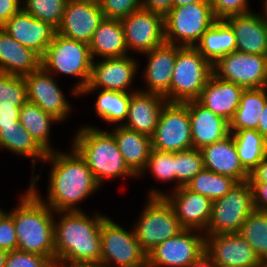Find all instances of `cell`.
<instances>
[{
	"mask_svg": "<svg viewBox=\"0 0 267 267\" xmlns=\"http://www.w3.org/2000/svg\"><path fill=\"white\" fill-rule=\"evenodd\" d=\"M71 153L49 152L43 162H51L47 201L54 212L81 211L77 206L101 186L86 161L72 147Z\"/></svg>",
	"mask_w": 267,
	"mask_h": 267,
	"instance_id": "obj_1",
	"label": "cell"
},
{
	"mask_svg": "<svg viewBox=\"0 0 267 267\" xmlns=\"http://www.w3.org/2000/svg\"><path fill=\"white\" fill-rule=\"evenodd\" d=\"M54 220L56 263L100 264L101 225L107 218L100 213L90 218L83 211L57 212Z\"/></svg>",
	"mask_w": 267,
	"mask_h": 267,
	"instance_id": "obj_2",
	"label": "cell"
},
{
	"mask_svg": "<svg viewBox=\"0 0 267 267\" xmlns=\"http://www.w3.org/2000/svg\"><path fill=\"white\" fill-rule=\"evenodd\" d=\"M31 179L19 204L8 212L15 225L17 249L49 257L56 263L53 216L56 212L41 200L35 188L40 175Z\"/></svg>",
	"mask_w": 267,
	"mask_h": 267,
	"instance_id": "obj_3",
	"label": "cell"
},
{
	"mask_svg": "<svg viewBox=\"0 0 267 267\" xmlns=\"http://www.w3.org/2000/svg\"><path fill=\"white\" fill-rule=\"evenodd\" d=\"M72 147L86 161L96 181L137 175L126 164L113 134L93 126L76 131Z\"/></svg>",
	"mask_w": 267,
	"mask_h": 267,
	"instance_id": "obj_4",
	"label": "cell"
},
{
	"mask_svg": "<svg viewBox=\"0 0 267 267\" xmlns=\"http://www.w3.org/2000/svg\"><path fill=\"white\" fill-rule=\"evenodd\" d=\"M93 57L89 44L65 38L55 33L41 60V66L51 75L67 74L80 77L72 94H79L88 85L91 76Z\"/></svg>",
	"mask_w": 267,
	"mask_h": 267,
	"instance_id": "obj_5",
	"label": "cell"
},
{
	"mask_svg": "<svg viewBox=\"0 0 267 267\" xmlns=\"http://www.w3.org/2000/svg\"><path fill=\"white\" fill-rule=\"evenodd\" d=\"M216 20L209 2L173 6L164 16L165 42L181 47H195Z\"/></svg>",
	"mask_w": 267,
	"mask_h": 267,
	"instance_id": "obj_6",
	"label": "cell"
},
{
	"mask_svg": "<svg viewBox=\"0 0 267 267\" xmlns=\"http://www.w3.org/2000/svg\"><path fill=\"white\" fill-rule=\"evenodd\" d=\"M212 74L213 65L195 47H182L171 80V103L198 100Z\"/></svg>",
	"mask_w": 267,
	"mask_h": 267,
	"instance_id": "obj_7",
	"label": "cell"
},
{
	"mask_svg": "<svg viewBox=\"0 0 267 267\" xmlns=\"http://www.w3.org/2000/svg\"><path fill=\"white\" fill-rule=\"evenodd\" d=\"M133 229L141 248L148 253L184 228L165 197H149Z\"/></svg>",
	"mask_w": 267,
	"mask_h": 267,
	"instance_id": "obj_8",
	"label": "cell"
},
{
	"mask_svg": "<svg viewBox=\"0 0 267 267\" xmlns=\"http://www.w3.org/2000/svg\"><path fill=\"white\" fill-rule=\"evenodd\" d=\"M254 210L250 182H238L222 198L212 201L211 217L204 234L238 233Z\"/></svg>",
	"mask_w": 267,
	"mask_h": 267,
	"instance_id": "obj_9",
	"label": "cell"
},
{
	"mask_svg": "<svg viewBox=\"0 0 267 267\" xmlns=\"http://www.w3.org/2000/svg\"><path fill=\"white\" fill-rule=\"evenodd\" d=\"M100 265L110 267H147V253L141 248L134 230H125L108 217L101 225Z\"/></svg>",
	"mask_w": 267,
	"mask_h": 267,
	"instance_id": "obj_10",
	"label": "cell"
},
{
	"mask_svg": "<svg viewBox=\"0 0 267 267\" xmlns=\"http://www.w3.org/2000/svg\"><path fill=\"white\" fill-rule=\"evenodd\" d=\"M152 149L179 152L193 148L188 102H167L151 137Z\"/></svg>",
	"mask_w": 267,
	"mask_h": 267,
	"instance_id": "obj_11",
	"label": "cell"
},
{
	"mask_svg": "<svg viewBox=\"0 0 267 267\" xmlns=\"http://www.w3.org/2000/svg\"><path fill=\"white\" fill-rule=\"evenodd\" d=\"M203 253L204 233L195 229H183L147 253V267H189Z\"/></svg>",
	"mask_w": 267,
	"mask_h": 267,
	"instance_id": "obj_12",
	"label": "cell"
},
{
	"mask_svg": "<svg viewBox=\"0 0 267 267\" xmlns=\"http://www.w3.org/2000/svg\"><path fill=\"white\" fill-rule=\"evenodd\" d=\"M213 74L245 89L267 87V56L234 51L213 65Z\"/></svg>",
	"mask_w": 267,
	"mask_h": 267,
	"instance_id": "obj_13",
	"label": "cell"
},
{
	"mask_svg": "<svg viewBox=\"0 0 267 267\" xmlns=\"http://www.w3.org/2000/svg\"><path fill=\"white\" fill-rule=\"evenodd\" d=\"M127 49L146 53L165 43L164 16L140 8L121 19Z\"/></svg>",
	"mask_w": 267,
	"mask_h": 267,
	"instance_id": "obj_14",
	"label": "cell"
},
{
	"mask_svg": "<svg viewBox=\"0 0 267 267\" xmlns=\"http://www.w3.org/2000/svg\"><path fill=\"white\" fill-rule=\"evenodd\" d=\"M131 57L107 58L96 64L93 61L88 85L79 95L89 94V92L92 93V91L98 89L125 93L128 91L129 93L135 92V90L128 89L132 85L138 70V62Z\"/></svg>",
	"mask_w": 267,
	"mask_h": 267,
	"instance_id": "obj_15",
	"label": "cell"
},
{
	"mask_svg": "<svg viewBox=\"0 0 267 267\" xmlns=\"http://www.w3.org/2000/svg\"><path fill=\"white\" fill-rule=\"evenodd\" d=\"M149 197H165L175 211L184 229L206 231L211 217L212 201L205 196L181 186L172 195L160 190H150Z\"/></svg>",
	"mask_w": 267,
	"mask_h": 267,
	"instance_id": "obj_16",
	"label": "cell"
},
{
	"mask_svg": "<svg viewBox=\"0 0 267 267\" xmlns=\"http://www.w3.org/2000/svg\"><path fill=\"white\" fill-rule=\"evenodd\" d=\"M54 78V75L42 66L23 76L28 102L38 105L43 111L62 122L70 114L71 106Z\"/></svg>",
	"mask_w": 267,
	"mask_h": 267,
	"instance_id": "obj_17",
	"label": "cell"
},
{
	"mask_svg": "<svg viewBox=\"0 0 267 267\" xmlns=\"http://www.w3.org/2000/svg\"><path fill=\"white\" fill-rule=\"evenodd\" d=\"M205 253L215 265L264 266L252 246L239 233L205 235Z\"/></svg>",
	"mask_w": 267,
	"mask_h": 267,
	"instance_id": "obj_18",
	"label": "cell"
},
{
	"mask_svg": "<svg viewBox=\"0 0 267 267\" xmlns=\"http://www.w3.org/2000/svg\"><path fill=\"white\" fill-rule=\"evenodd\" d=\"M1 28L41 58L56 33V29L49 23L36 19L23 9L14 14Z\"/></svg>",
	"mask_w": 267,
	"mask_h": 267,
	"instance_id": "obj_19",
	"label": "cell"
},
{
	"mask_svg": "<svg viewBox=\"0 0 267 267\" xmlns=\"http://www.w3.org/2000/svg\"><path fill=\"white\" fill-rule=\"evenodd\" d=\"M104 18L100 4L67 1L56 33L65 38L89 44L93 33Z\"/></svg>",
	"mask_w": 267,
	"mask_h": 267,
	"instance_id": "obj_20",
	"label": "cell"
},
{
	"mask_svg": "<svg viewBox=\"0 0 267 267\" xmlns=\"http://www.w3.org/2000/svg\"><path fill=\"white\" fill-rule=\"evenodd\" d=\"M181 46L164 43L144 54L149 57L143 77L148 89L145 92L164 96L171 102V80L177 52Z\"/></svg>",
	"mask_w": 267,
	"mask_h": 267,
	"instance_id": "obj_21",
	"label": "cell"
},
{
	"mask_svg": "<svg viewBox=\"0 0 267 267\" xmlns=\"http://www.w3.org/2000/svg\"><path fill=\"white\" fill-rule=\"evenodd\" d=\"M232 15L224 20L231 26L236 38V51L267 56V15Z\"/></svg>",
	"mask_w": 267,
	"mask_h": 267,
	"instance_id": "obj_22",
	"label": "cell"
},
{
	"mask_svg": "<svg viewBox=\"0 0 267 267\" xmlns=\"http://www.w3.org/2000/svg\"><path fill=\"white\" fill-rule=\"evenodd\" d=\"M167 99L156 93L136 90L132 92L126 122L119 123L138 133L152 137L162 108Z\"/></svg>",
	"mask_w": 267,
	"mask_h": 267,
	"instance_id": "obj_23",
	"label": "cell"
},
{
	"mask_svg": "<svg viewBox=\"0 0 267 267\" xmlns=\"http://www.w3.org/2000/svg\"><path fill=\"white\" fill-rule=\"evenodd\" d=\"M204 169L236 179L238 182L249 180L250 174L240 163L232 134L224 139L200 149Z\"/></svg>",
	"mask_w": 267,
	"mask_h": 267,
	"instance_id": "obj_24",
	"label": "cell"
},
{
	"mask_svg": "<svg viewBox=\"0 0 267 267\" xmlns=\"http://www.w3.org/2000/svg\"><path fill=\"white\" fill-rule=\"evenodd\" d=\"M193 148L201 149L230 135V123L198 100L188 101Z\"/></svg>",
	"mask_w": 267,
	"mask_h": 267,
	"instance_id": "obj_25",
	"label": "cell"
},
{
	"mask_svg": "<svg viewBox=\"0 0 267 267\" xmlns=\"http://www.w3.org/2000/svg\"><path fill=\"white\" fill-rule=\"evenodd\" d=\"M244 87L211 75L198 101L229 123L239 106Z\"/></svg>",
	"mask_w": 267,
	"mask_h": 267,
	"instance_id": "obj_26",
	"label": "cell"
},
{
	"mask_svg": "<svg viewBox=\"0 0 267 267\" xmlns=\"http://www.w3.org/2000/svg\"><path fill=\"white\" fill-rule=\"evenodd\" d=\"M42 58L0 27V73L24 76L41 67Z\"/></svg>",
	"mask_w": 267,
	"mask_h": 267,
	"instance_id": "obj_27",
	"label": "cell"
},
{
	"mask_svg": "<svg viewBox=\"0 0 267 267\" xmlns=\"http://www.w3.org/2000/svg\"><path fill=\"white\" fill-rule=\"evenodd\" d=\"M128 167L139 176L152 149L151 137L117 125L111 132Z\"/></svg>",
	"mask_w": 267,
	"mask_h": 267,
	"instance_id": "obj_28",
	"label": "cell"
},
{
	"mask_svg": "<svg viewBox=\"0 0 267 267\" xmlns=\"http://www.w3.org/2000/svg\"><path fill=\"white\" fill-rule=\"evenodd\" d=\"M89 48L93 60L95 56L103 59L128 56L121 20L104 18L93 33Z\"/></svg>",
	"mask_w": 267,
	"mask_h": 267,
	"instance_id": "obj_29",
	"label": "cell"
},
{
	"mask_svg": "<svg viewBox=\"0 0 267 267\" xmlns=\"http://www.w3.org/2000/svg\"><path fill=\"white\" fill-rule=\"evenodd\" d=\"M195 48L214 65L221 57L236 51V38L224 19H217L201 36Z\"/></svg>",
	"mask_w": 267,
	"mask_h": 267,
	"instance_id": "obj_30",
	"label": "cell"
},
{
	"mask_svg": "<svg viewBox=\"0 0 267 267\" xmlns=\"http://www.w3.org/2000/svg\"><path fill=\"white\" fill-rule=\"evenodd\" d=\"M267 103V87L245 89L233 119L230 131L257 130L260 114Z\"/></svg>",
	"mask_w": 267,
	"mask_h": 267,
	"instance_id": "obj_31",
	"label": "cell"
},
{
	"mask_svg": "<svg viewBox=\"0 0 267 267\" xmlns=\"http://www.w3.org/2000/svg\"><path fill=\"white\" fill-rule=\"evenodd\" d=\"M20 124L29 132L34 141L46 152H53L49 142L50 126L59 122L38 105L26 102L19 112Z\"/></svg>",
	"mask_w": 267,
	"mask_h": 267,
	"instance_id": "obj_32",
	"label": "cell"
},
{
	"mask_svg": "<svg viewBox=\"0 0 267 267\" xmlns=\"http://www.w3.org/2000/svg\"><path fill=\"white\" fill-rule=\"evenodd\" d=\"M5 148L23 157L32 158L33 166L44 161L47 153L34 141L29 132L20 124L0 129V149ZM41 159V160H40Z\"/></svg>",
	"mask_w": 267,
	"mask_h": 267,
	"instance_id": "obj_33",
	"label": "cell"
},
{
	"mask_svg": "<svg viewBox=\"0 0 267 267\" xmlns=\"http://www.w3.org/2000/svg\"><path fill=\"white\" fill-rule=\"evenodd\" d=\"M243 168L250 174L267 156V141L257 130L230 131Z\"/></svg>",
	"mask_w": 267,
	"mask_h": 267,
	"instance_id": "obj_34",
	"label": "cell"
},
{
	"mask_svg": "<svg viewBox=\"0 0 267 267\" xmlns=\"http://www.w3.org/2000/svg\"><path fill=\"white\" fill-rule=\"evenodd\" d=\"M237 183L238 181L232 177L203 169L185 186L191 191L215 201L227 194Z\"/></svg>",
	"mask_w": 267,
	"mask_h": 267,
	"instance_id": "obj_35",
	"label": "cell"
},
{
	"mask_svg": "<svg viewBox=\"0 0 267 267\" xmlns=\"http://www.w3.org/2000/svg\"><path fill=\"white\" fill-rule=\"evenodd\" d=\"M254 249L264 265H267V211L254 210L238 232Z\"/></svg>",
	"mask_w": 267,
	"mask_h": 267,
	"instance_id": "obj_36",
	"label": "cell"
},
{
	"mask_svg": "<svg viewBox=\"0 0 267 267\" xmlns=\"http://www.w3.org/2000/svg\"><path fill=\"white\" fill-rule=\"evenodd\" d=\"M132 93L101 90L95 101V112L106 122L118 123L126 120Z\"/></svg>",
	"mask_w": 267,
	"mask_h": 267,
	"instance_id": "obj_37",
	"label": "cell"
},
{
	"mask_svg": "<svg viewBox=\"0 0 267 267\" xmlns=\"http://www.w3.org/2000/svg\"><path fill=\"white\" fill-rule=\"evenodd\" d=\"M203 169L204 163L200 149L191 148L175 152V181L177 183L174 190L185 186Z\"/></svg>",
	"mask_w": 267,
	"mask_h": 267,
	"instance_id": "obj_38",
	"label": "cell"
},
{
	"mask_svg": "<svg viewBox=\"0 0 267 267\" xmlns=\"http://www.w3.org/2000/svg\"><path fill=\"white\" fill-rule=\"evenodd\" d=\"M22 9L36 19L58 28L67 0H22Z\"/></svg>",
	"mask_w": 267,
	"mask_h": 267,
	"instance_id": "obj_39",
	"label": "cell"
},
{
	"mask_svg": "<svg viewBox=\"0 0 267 267\" xmlns=\"http://www.w3.org/2000/svg\"><path fill=\"white\" fill-rule=\"evenodd\" d=\"M27 101L23 76L0 73V106H22Z\"/></svg>",
	"mask_w": 267,
	"mask_h": 267,
	"instance_id": "obj_40",
	"label": "cell"
},
{
	"mask_svg": "<svg viewBox=\"0 0 267 267\" xmlns=\"http://www.w3.org/2000/svg\"><path fill=\"white\" fill-rule=\"evenodd\" d=\"M147 169L158 181L175 180V152H162L151 149L145 170L139 175L143 176Z\"/></svg>",
	"mask_w": 267,
	"mask_h": 267,
	"instance_id": "obj_41",
	"label": "cell"
},
{
	"mask_svg": "<svg viewBox=\"0 0 267 267\" xmlns=\"http://www.w3.org/2000/svg\"><path fill=\"white\" fill-rule=\"evenodd\" d=\"M54 264L49 257L17 249L8 252L4 267H54Z\"/></svg>",
	"mask_w": 267,
	"mask_h": 267,
	"instance_id": "obj_42",
	"label": "cell"
},
{
	"mask_svg": "<svg viewBox=\"0 0 267 267\" xmlns=\"http://www.w3.org/2000/svg\"><path fill=\"white\" fill-rule=\"evenodd\" d=\"M100 7L107 19L128 17L141 8V0H100Z\"/></svg>",
	"mask_w": 267,
	"mask_h": 267,
	"instance_id": "obj_43",
	"label": "cell"
},
{
	"mask_svg": "<svg viewBox=\"0 0 267 267\" xmlns=\"http://www.w3.org/2000/svg\"><path fill=\"white\" fill-rule=\"evenodd\" d=\"M209 4L216 19H225L232 15L251 12L248 0H210Z\"/></svg>",
	"mask_w": 267,
	"mask_h": 267,
	"instance_id": "obj_44",
	"label": "cell"
},
{
	"mask_svg": "<svg viewBox=\"0 0 267 267\" xmlns=\"http://www.w3.org/2000/svg\"><path fill=\"white\" fill-rule=\"evenodd\" d=\"M0 249L17 250V235L13 218L7 213L0 221Z\"/></svg>",
	"mask_w": 267,
	"mask_h": 267,
	"instance_id": "obj_45",
	"label": "cell"
},
{
	"mask_svg": "<svg viewBox=\"0 0 267 267\" xmlns=\"http://www.w3.org/2000/svg\"><path fill=\"white\" fill-rule=\"evenodd\" d=\"M253 190L254 209L259 211H267V183L266 182H250Z\"/></svg>",
	"mask_w": 267,
	"mask_h": 267,
	"instance_id": "obj_46",
	"label": "cell"
},
{
	"mask_svg": "<svg viewBox=\"0 0 267 267\" xmlns=\"http://www.w3.org/2000/svg\"><path fill=\"white\" fill-rule=\"evenodd\" d=\"M21 0H0V27L22 9Z\"/></svg>",
	"mask_w": 267,
	"mask_h": 267,
	"instance_id": "obj_47",
	"label": "cell"
},
{
	"mask_svg": "<svg viewBox=\"0 0 267 267\" xmlns=\"http://www.w3.org/2000/svg\"><path fill=\"white\" fill-rule=\"evenodd\" d=\"M22 106H0V129L15 126L19 122V112Z\"/></svg>",
	"mask_w": 267,
	"mask_h": 267,
	"instance_id": "obj_48",
	"label": "cell"
},
{
	"mask_svg": "<svg viewBox=\"0 0 267 267\" xmlns=\"http://www.w3.org/2000/svg\"><path fill=\"white\" fill-rule=\"evenodd\" d=\"M173 7V0H141V8L165 16Z\"/></svg>",
	"mask_w": 267,
	"mask_h": 267,
	"instance_id": "obj_49",
	"label": "cell"
},
{
	"mask_svg": "<svg viewBox=\"0 0 267 267\" xmlns=\"http://www.w3.org/2000/svg\"><path fill=\"white\" fill-rule=\"evenodd\" d=\"M249 182L267 183V156L250 173Z\"/></svg>",
	"mask_w": 267,
	"mask_h": 267,
	"instance_id": "obj_50",
	"label": "cell"
},
{
	"mask_svg": "<svg viewBox=\"0 0 267 267\" xmlns=\"http://www.w3.org/2000/svg\"><path fill=\"white\" fill-rule=\"evenodd\" d=\"M257 131L267 141V103L265 104L263 111L260 114Z\"/></svg>",
	"mask_w": 267,
	"mask_h": 267,
	"instance_id": "obj_51",
	"label": "cell"
},
{
	"mask_svg": "<svg viewBox=\"0 0 267 267\" xmlns=\"http://www.w3.org/2000/svg\"><path fill=\"white\" fill-rule=\"evenodd\" d=\"M189 267H216V265L206 253H203L197 260L193 261Z\"/></svg>",
	"mask_w": 267,
	"mask_h": 267,
	"instance_id": "obj_52",
	"label": "cell"
},
{
	"mask_svg": "<svg viewBox=\"0 0 267 267\" xmlns=\"http://www.w3.org/2000/svg\"><path fill=\"white\" fill-rule=\"evenodd\" d=\"M54 267H104L100 264H63V263H55Z\"/></svg>",
	"mask_w": 267,
	"mask_h": 267,
	"instance_id": "obj_53",
	"label": "cell"
},
{
	"mask_svg": "<svg viewBox=\"0 0 267 267\" xmlns=\"http://www.w3.org/2000/svg\"><path fill=\"white\" fill-rule=\"evenodd\" d=\"M210 0H173V6H183L194 2H209Z\"/></svg>",
	"mask_w": 267,
	"mask_h": 267,
	"instance_id": "obj_54",
	"label": "cell"
},
{
	"mask_svg": "<svg viewBox=\"0 0 267 267\" xmlns=\"http://www.w3.org/2000/svg\"><path fill=\"white\" fill-rule=\"evenodd\" d=\"M74 3L100 4V0H67Z\"/></svg>",
	"mask_w": 267,
	"mask_h": 267,
	"instance_id": "obj_55",
	"label": "cell"
},
{
	"mask_svg": "<svg viewBox=\"0 0 267 267\" xmlns=\"http://www.w3.org/2000/svg\"><path fill=\"white\" fill-rule=\"evenodd\" d=\"M7 254H8L7 251L0 249V267L5 266Z\"/></svg>",
	"mask_w": 267,
	"mask_h": 267,
	"instance_id": "obj_56",
	"label": "cell"
},
{
	"mask_svg": "<svg viewBox=\"0 0 267 267\" xmlns=\"http://www.w3.org/2000/svg\"><path fill=\"white\" fill-rule=\"evenodd\" d=\"M8 212H5L3 209H0V221L1 219L7 214Z\"/></svg>",
	"mask_w": 267,
	"mask_h": 267,
	"instance_id": "obj_57",
	"label": "cell"
},
{
	"mask_svg": "<svg viewBox=\"0 0 267 267\" xmlns=\"http://www.w3.org/2000/svg\"><path fill=\"white\" fill-rule=\"evenodd\" d=\"M263 12L267 15V0L264 1V11Z\"/></svg>",
	"mask_w": 267,
	"mask_h": 267,
	"instance_id": "obj_58",
	"label": "cell"
},
{
	"mask_svg": "<svg viewBox=\"0 0 267 267\" xmlns=\"http://www.w3.org/2000/svg\"><path fill=\"white\" fill-rule=\"evenodd\" d=\"M216 267H239L234 265H216Z\"/></svg>",
	"mask_w": 267,
	"mask_h": 267,
	"instance_id": "obj_59",
	"label": "cell"
}]
</instances>
